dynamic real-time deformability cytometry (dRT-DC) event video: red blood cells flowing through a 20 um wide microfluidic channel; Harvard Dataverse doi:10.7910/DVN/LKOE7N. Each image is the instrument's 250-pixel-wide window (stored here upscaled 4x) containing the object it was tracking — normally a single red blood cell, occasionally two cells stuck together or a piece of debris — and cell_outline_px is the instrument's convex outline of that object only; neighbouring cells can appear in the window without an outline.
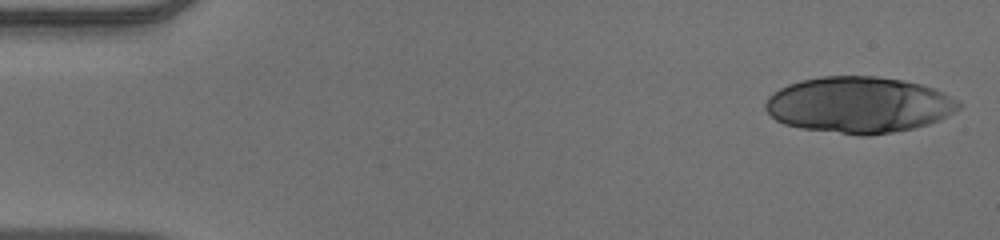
{"species": "human", "species_latin": "Homo sapiens", "temperature_condition": "warm", "stored_images_in_passage": 51, "camera_frame_rate_fps": 3000, "um_per_image_px": 0.085, "donor": {"sex": "male"}, "frame": {"image": 1, "passage_image": 1, "time_ms": 0.0, "image_size_px": [1000, 240], "cell_outline_px": [[964, 104], [960, 108], [940, 120], [928, 124], [912, 128], [892, 132], [868, 136], [860, 136], [800, 128], [784, 124], [776, 120], [764, 108], [764, 104], [768, 96], [772, 92], [788, 84], [800, 80], [820, 76], [876, 76], [904, 80], [920, 84], [932, 88]], "centroid_in_image_um": [72.96, 8.91], "position_along_channel_um": 12.0, "area_um2": 63.46}}
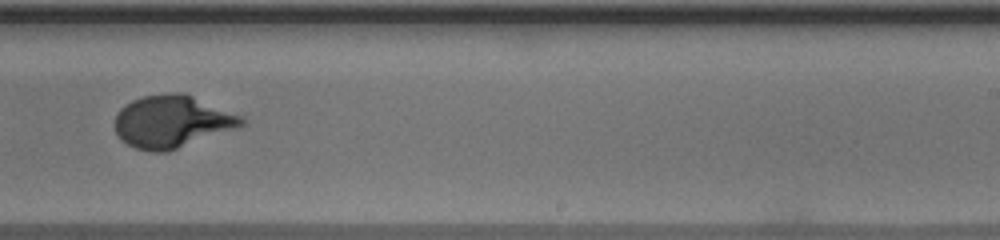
{"frame": {"image": 2, "passage_image": 32, "time_ms": 10.333, "image_size_px": [1000, 240], "cell_outline_px": [[244, 124], [236, 128], [168, 152], [152, 152], [136, 148], [120, 140], [112, 124], [116, 112], [124, 104], [132, 100], [144, 96], [168, 92], [184, 92], [244, 116]], "centroid_in_image_um": [14.58, 10.32], "position_along_channel_um": 274.4, "area_um2": 39.19}}
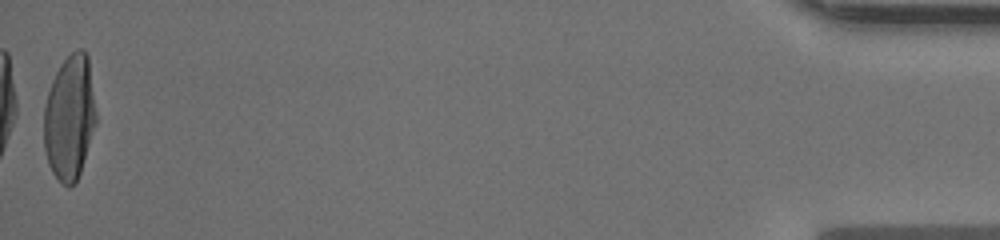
{"frame": {"image": 3, "passage_image": 51, "time_ms": 16.667, "image_size_px": [1000, 240], "cell_outline_px": [[96, 124], [80, 172], [76, 180], [68, 188], [60, 184], [52, 172], [48, 164], [44, 148], [44, 108], [48, 92], [52, 80], [60, 64], [72, 52], [80, 48], [84, 48], [88, 56], [96, 112]], "centroid_in_image_um": [5.91, 10.0], "position_along_channel_um": 429.3, "area_um2": 38.03}}